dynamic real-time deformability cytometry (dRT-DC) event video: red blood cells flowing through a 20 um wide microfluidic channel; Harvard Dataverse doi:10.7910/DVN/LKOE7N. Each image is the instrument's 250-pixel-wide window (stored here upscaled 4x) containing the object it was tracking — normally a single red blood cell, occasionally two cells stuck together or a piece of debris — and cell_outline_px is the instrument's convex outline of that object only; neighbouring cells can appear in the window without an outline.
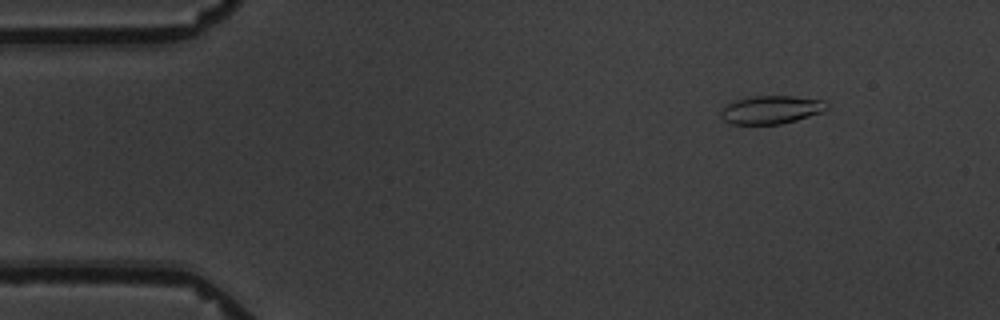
{"species": "common noctule bat (a hibernating species)", "species_latin": "Nyctalus noctula", "temperature_condition": "warm", "stored_images_in_passage": 6, "camera_frame_rate_fps": 3000, "um_per_image_px": 0.085, "animal": {"sex": "male", "body_mass_g": 19.5, "forearm_length_mm": 54.6}, "frame": {"image": 1, "passage_image": 2, "time_ms": 1.333, "image_size_px": [1000, 320], "cell_outline_px": [[828, 108], [824, 112], [796, 120], [780, 124], [732, 124], [724, 120], [720, 116], [720, 112], [728, 104], [736, 100], [756, 96], [792, 96], [824, 100], [828, 104]], "centroid_in_image_um": [65.59, 9.33], "position_along_channel_um": 19.4, "area_um2": 17.34}}